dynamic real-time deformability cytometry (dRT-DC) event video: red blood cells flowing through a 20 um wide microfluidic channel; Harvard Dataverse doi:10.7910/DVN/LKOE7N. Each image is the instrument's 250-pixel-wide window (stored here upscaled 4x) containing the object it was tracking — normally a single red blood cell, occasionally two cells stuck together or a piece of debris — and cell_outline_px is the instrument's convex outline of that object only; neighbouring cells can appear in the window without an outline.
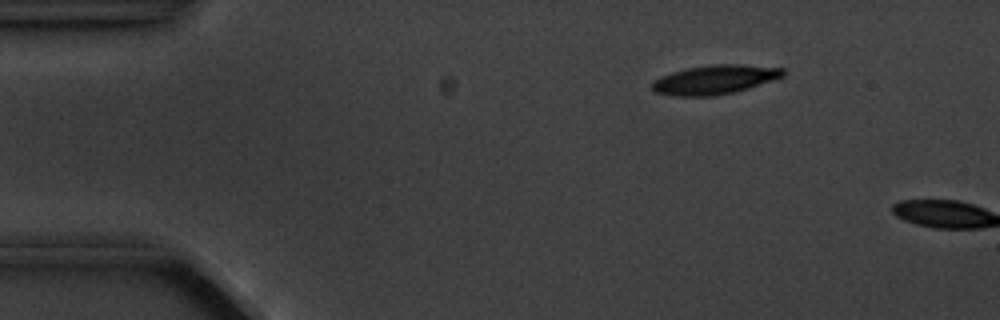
{"species": "common noctule bat (a hibernating species)", "species_latin": "Nyctalus noctula", "temperature_condition": "cold", "stored_images_in_passage": 3, "camera_frame_rate_fps": 3000, "um_per_image_px": 0.085, "animal": {"sex": "male", "body_mass_g": 20.1, "forearm_length_mm": 53.5}, "frame": {"image": 1, "passage_image": 2, "time_ms": 1.333, "image_size_px": [1000, 320], "cell_outline_px": [[784, 76], [776, 80], [748, 88], [732, 92], [712, 96], [676, 96], [652, 92], [652, 84], [656, 80], [672, 72], [688, 68], [712, 64], [744, 64], [784, 68]], "centroid_in_image_um": [60.8, 6.76], "position_along_channel_um": 24.2, "area_um2": 22.2}}